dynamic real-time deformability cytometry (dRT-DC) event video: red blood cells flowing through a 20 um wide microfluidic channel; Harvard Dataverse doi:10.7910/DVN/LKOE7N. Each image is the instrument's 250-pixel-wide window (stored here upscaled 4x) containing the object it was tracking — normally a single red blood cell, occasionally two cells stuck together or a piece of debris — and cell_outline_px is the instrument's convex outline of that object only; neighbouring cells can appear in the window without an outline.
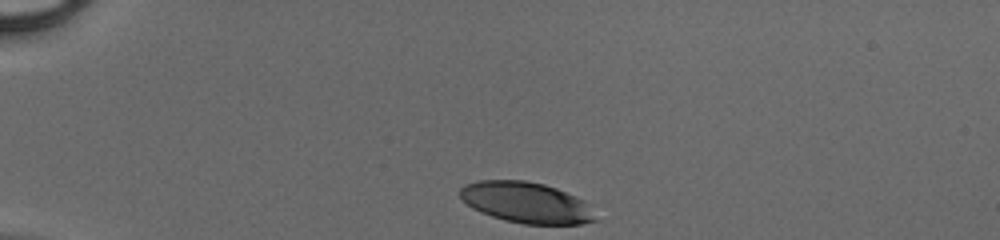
{"species": "human", "species_latin": "Homo sapiens", "temperature_condition": "cold", "stored_images_in_passage": 31, "camera_frame_rate_fps": 3000, "um_per_image_px": 0.085, "donor": {"sex": "male"}, "frame": {"image": 1, "passage_image": 1, "time_ms": 0.0, "image_size_px": [1000, 240], "cell_outline_px": [[600, 220], [580, 224], [524, 224], [504, 220], [480, 212], [472, 208], [460, 196], [460, 188], [464, 184], [480, 180], [524, 180], [544, 184], [556, 188], [576, 196], [584, 200]], "centroid_in_image_um": [44.76, 17.22], "position_along_channel_um": 40.2, "area_um2": 32.37}}
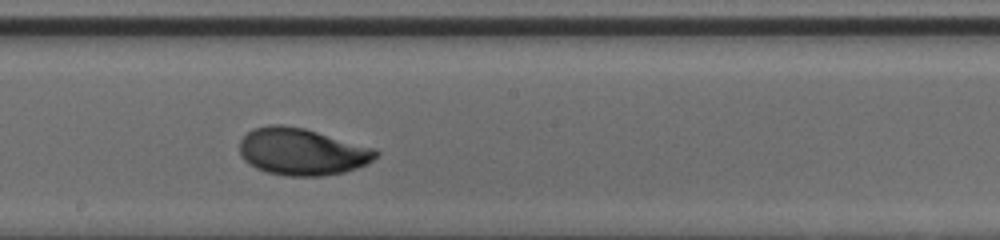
{"frame": {"image": 2, "passage_image": 18, "time_ms": 5.667, "image_size_px": [1000, 240], "cell_outline_px": [[380, 152], [368, 164], [344, 172], [324, 176], [284, 176], [268, 172], [256, 168], [248, 164], [240, 156], [240, 140], [252, 128], [268, 124], [284, 124], [304, 128], [376, 148]], "centroid_in_image_um": [25.66, 12.89], "position_along_channel_um": 222.5, "area_um2": 37.69}}
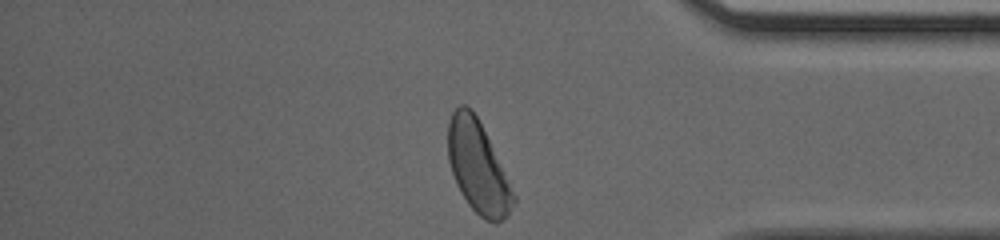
{"frame": {"image": 3, "passage_image": 31, "time_ms": 10.0, "image_size_px": [1000, 240], "cell_outline_px": [[516, 200], [508, 212], [496, 224], [484, 220], [468, 204], [460, 192], [456, 184], [448, 160], [448, 124], [452, 112], [460, 104], [464, 104], [472, 108], [516, 196]], "centroid_in_image_um": [40.59, 14.21], "position_along_channel_um": 394.6, "area_um2": 34.28}}